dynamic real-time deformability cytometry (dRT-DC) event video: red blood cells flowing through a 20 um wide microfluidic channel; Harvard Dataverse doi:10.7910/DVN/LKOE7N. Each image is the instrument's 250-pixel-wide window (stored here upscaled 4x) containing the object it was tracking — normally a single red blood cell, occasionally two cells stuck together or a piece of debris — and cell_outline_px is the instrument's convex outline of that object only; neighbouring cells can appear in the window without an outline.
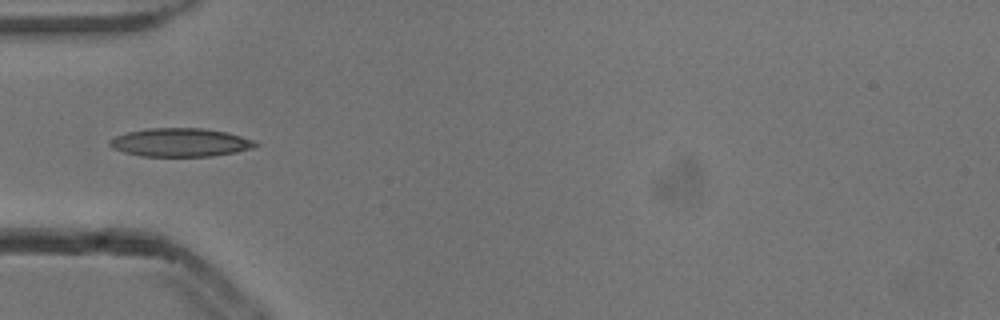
{"species": "common noctule bat (a hibernating species)", "species_latin": "Nyctalus noctula", "temperature_condition": "cold", "stored_images_in_passage": 2, "camera_frame_rate_fps": 3000, "um_per_image_px": 0.085, "animal": {"sex": "male", "body_mass_g": 13.3}, "frame": {"image": 1, "passage_image": 2, "time_ms": 0.333, "image_size_px": [1000, 320], "cell_outline_px": [[260, 144], [252, 148], [236, 152], [212, 156], [140, 156], [124, 152], [112, 148], [108, 144], [108, 140], [116, 136], [128, 132], [148, 128], [204, 128], [224, 132], [240, 136], [252, 140]], "centroid_in_image_um": [15.29, 12.11], "position_along_channel_um": 69.7, "area_um2": 24.04}}